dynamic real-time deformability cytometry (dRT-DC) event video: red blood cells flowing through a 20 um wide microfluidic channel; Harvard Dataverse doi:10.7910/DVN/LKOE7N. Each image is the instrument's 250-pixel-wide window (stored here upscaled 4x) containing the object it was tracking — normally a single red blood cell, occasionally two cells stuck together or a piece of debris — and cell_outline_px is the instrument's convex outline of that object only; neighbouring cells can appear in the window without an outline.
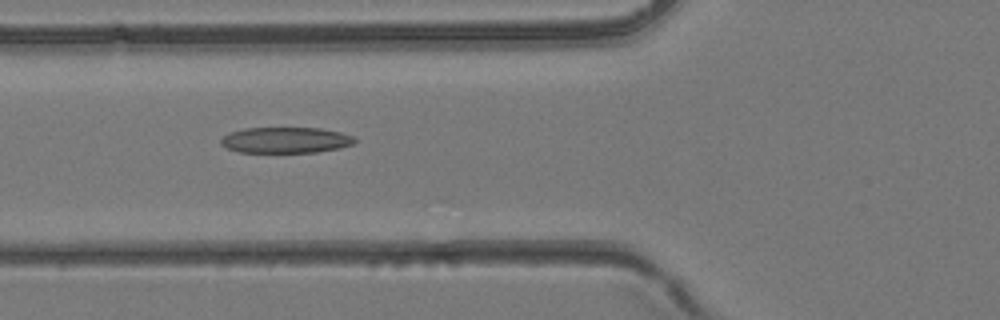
{"species": "common noctule bat (a hibernating species)", "species_latin": "Nyctalus noctula", "temperature_condition": "room temperature", "stored_images_in_passage": 36, "camera_frame_rate_fps": 3000, "um_per_image_px": 0.085, "animal": {"sex": "female", "body_mass_g": 24.6, "forearm_length_mm": 56.2}, "frame": {"image": 1, "passage_image": 10, "time_ms": 3.0, "image_size_px": [1000, 320], "cell_outline_px": [[356, 140], [352, 144], [340, 148], [316, 152], [240, 152], [228, 148], [220, 144], [220, 140], [228, 132], [244, 128], [320, 128], [340, 132], [352, 136]], "centroid_in_image_um": [24.26, 11.9], "position_along_channel_um": 101.5, "area_um2": 20.11}}
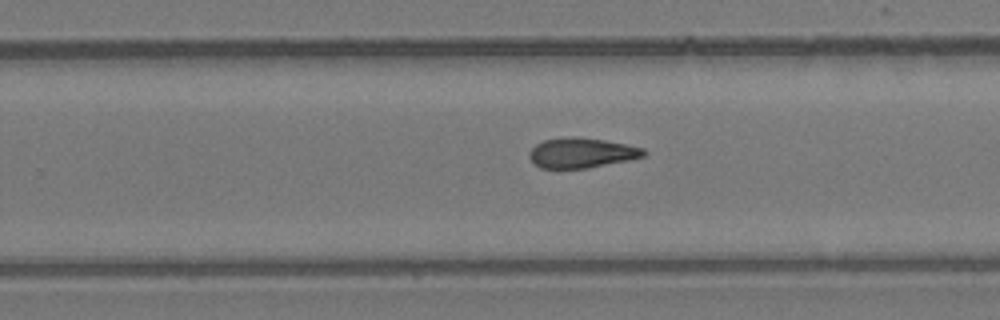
{"frame": {"image": 2, "passage_image": 21, "time_ms": 6.667, "image_size_px": [1000, 320], "cell_outline_px": [[648, 152], [644, 156], [628, 160], [588, 168], [540, 168], [528, 156], [528, 152], [536, 144], [544, 140], [576, 136], [604, 140], [644, 148]], "centroid_in_image_um": [49.44, 12.99], "position_along_channel_um": 280.4, "area_um2": 19.88}}
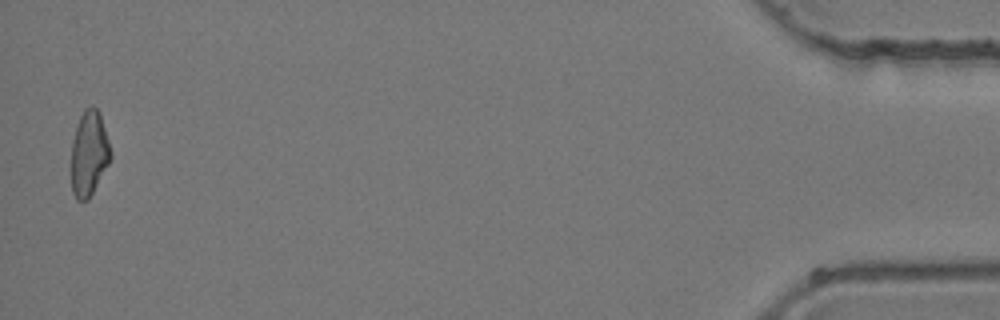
{"frame": {"image": 3, "passage_image": 36, "time_ms": 11.667, "image_size_px": [1000, 320], "cell_outline_px": [[112, 156], [108, 164], [88, 200], [76, 200], [72, 192], [72, 140], [80, 116], [84, 108], [96, 108], [100, 116], [112, 152]], "centroid_in_image_um": [7.56, 13.07], "position_along_channel_um": 427.6, "area_um2": 19.07}}